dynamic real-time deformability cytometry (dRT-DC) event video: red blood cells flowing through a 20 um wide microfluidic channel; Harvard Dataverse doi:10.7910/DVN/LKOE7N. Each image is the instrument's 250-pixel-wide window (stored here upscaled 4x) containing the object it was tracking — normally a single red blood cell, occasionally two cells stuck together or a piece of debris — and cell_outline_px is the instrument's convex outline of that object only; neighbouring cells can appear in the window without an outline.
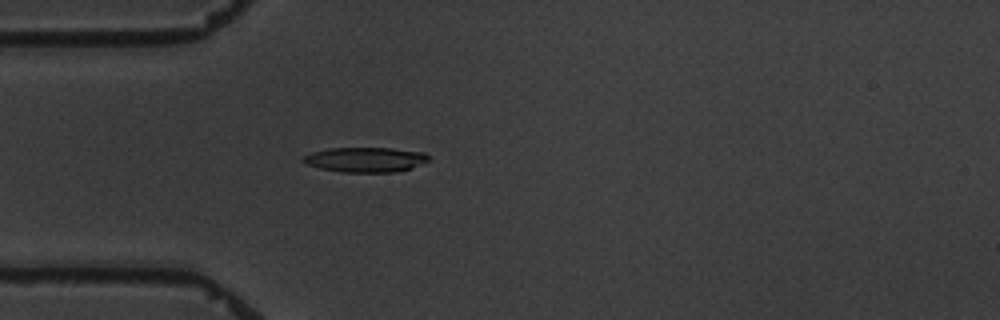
{"species": "common noctule bat (a hibernating species)", "species_latin": "Nyctalus noctula", "temperature_condition": "warm", "stored_images_in_passage": 1, "camera_frame_rate_fps": 3000, "um_per_image_px": 0.085, "animal": {"sex": "male", "body_mass_g": 19.5, "forearm_length_mm": 54.6}, "frame": {"image": 1, "passage_image": 1, "time_ms": 0.0, "image_size_px": [1000, 320], "cell_outline_px": [[432, 156], [424, 164], [412, 168], [396, 172], [340, 172], [320, 168], [304, 164], [300, 160], [304, 156], [312, 152], [328, 148], [392, 148], [424, 152]], "centroid_in_image_um": [31.08, 13.57], "position_along_channel_um": 53.9, "area_um2": 18.5}}